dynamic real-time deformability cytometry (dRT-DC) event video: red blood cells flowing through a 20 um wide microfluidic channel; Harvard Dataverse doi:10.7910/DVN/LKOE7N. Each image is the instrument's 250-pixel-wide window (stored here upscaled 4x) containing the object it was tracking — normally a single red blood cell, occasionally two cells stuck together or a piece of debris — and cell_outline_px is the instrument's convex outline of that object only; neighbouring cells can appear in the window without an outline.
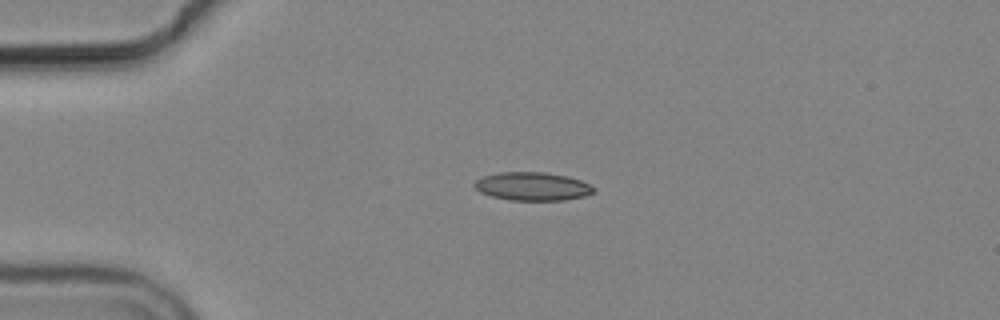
{"species": "common noctule bat (a hibernating species)", "species_latin": "Nyctalus noctula", "temperature_condition": "cold", "stored_images_in_passage": 4, "camera_frame_rate_fps": 3000, "um_per_image_px": 0.085, "animal": {"sex": "male", "body_mass_g": 19.2, "forearm_length_mm": 51.8}, "frame": {"image": 1, "passage_image": 2, "time_ms": 1.0, "image_size_px": [1000, 320], "cell_outline_px": [[596, 192], [584, 196], [564, 200], [508, 200], [492, 196], [480, 192], [472, 184], [476, 180], [484, 176], [500, 172], [544, 172], [568, 176], [580, 180], [596, 188]], "centroid_in_image_um": [45.27, 15.84], "position_along_channel_um": 39.7, "area_um2": 19.71}}